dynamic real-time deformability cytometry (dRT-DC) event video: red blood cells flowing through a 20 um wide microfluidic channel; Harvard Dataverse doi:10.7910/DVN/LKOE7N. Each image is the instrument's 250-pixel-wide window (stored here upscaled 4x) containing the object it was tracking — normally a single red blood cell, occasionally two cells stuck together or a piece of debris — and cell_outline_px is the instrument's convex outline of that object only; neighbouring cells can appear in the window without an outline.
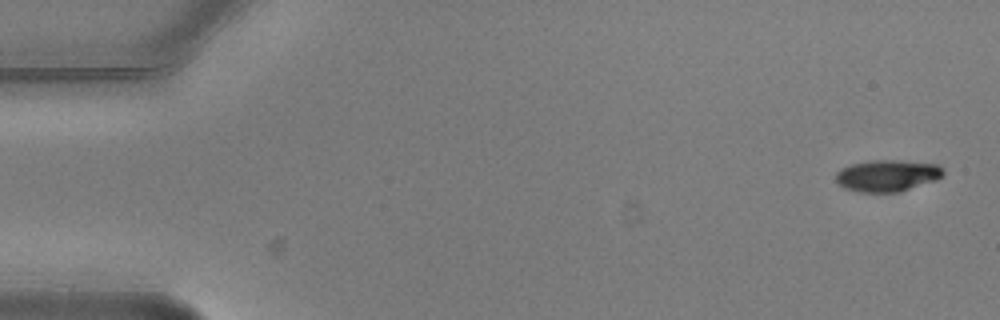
{"species": "common noctule bat (a hibernating species)", "species_latin": "Nyctalus noctula", "temperature_condition": "warm", "stored_images_in_passage": 4, "camera_frame_rate_fps": 3000, "um_per_image_px": 0.085, "animal": {"sex": "male", "body_mass_g": 20.5, "forearm_length_mm": 52.5}, "frame": {"image": 1, "passage_image": 1, "time_ms": 0.0, "image_size_px": [1000, 320], "cell_outline_px": [[944, 176], [936, 180], [900, 192], [860, 192], [844, 188], [836, 180], [836, 172], [840, 168], [852, 164], [872, 160], [900, 160], [940, 164], [944, 168]], "centroid_in_image_um": [75.46, 14.92], "position_along_channel_um": 9.5, "area_um2": 20.06}}
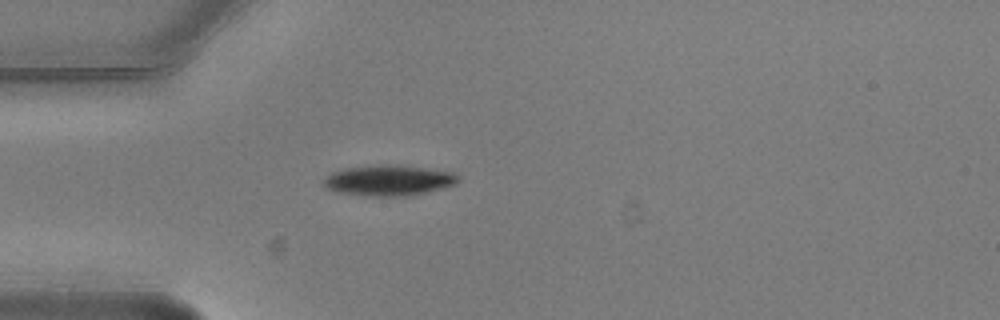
{"frame": {"image": 2, "passage_image": 4, "time_ms": 1.0, "image_size_px": [1000, 320], "cell_outline_px": [[460, 180], [452, 184], [440, 188], [408, 196], [372, 196], [340, 192], [328, 188], [324, 184], [324, 180], [332, 172], [344, 168], [388, 164], [400, 164], [452, 172]], "centroid_in_image_um": [33.03, 15.31], "position_along_channel_um": 52.0, "area_um2": 23.52}}